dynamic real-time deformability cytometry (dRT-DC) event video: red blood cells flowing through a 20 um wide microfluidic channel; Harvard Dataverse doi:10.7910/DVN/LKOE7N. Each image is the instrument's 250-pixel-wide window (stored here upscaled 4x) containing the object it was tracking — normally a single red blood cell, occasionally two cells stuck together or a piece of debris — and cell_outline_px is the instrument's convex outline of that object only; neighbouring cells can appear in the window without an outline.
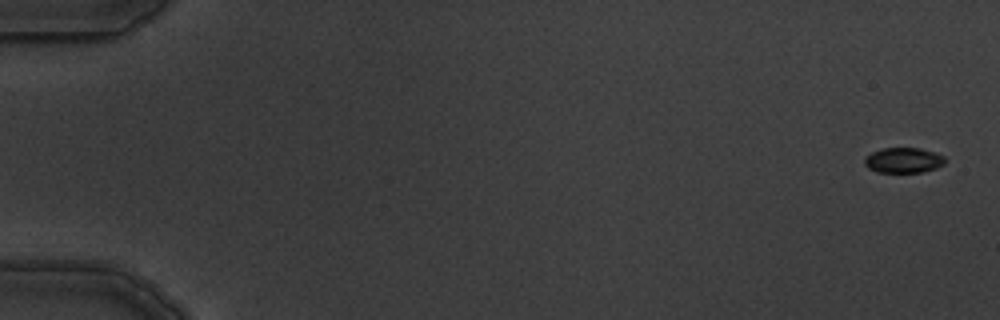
{"species": "common noctule bat (a hibernating species)", "species_latin": "Nyctalus noctula", "temperature_condition": "warm", "stored_images_in_passage": 8, "camera_frame_rate_fps": 3000, "um_per_image_px": 0.085, "animal": {"sex": "male", "body_mass_g": 19.5, "forearm_length_mm": 54.6}, "frame": {"image": 1, "passage_image": 1, "time_ms": 0.0, "image_size_px": [1000, 320], "cell_outline_px": [[944, 164], [936, 168], [920, 172], [876, 172], [868, 168], [864, 164], [864, 156], [872, 152], [884, 148], [920, 148], [936, 152], [944, 156]], "centroid_in_image_um": [76.77, 13.62], "position_along_channel_um": 8.2, "area_um2": 11.91}}
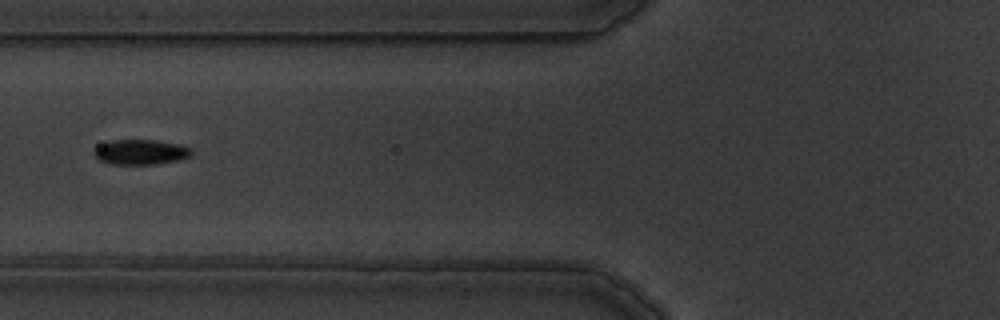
{"frame": {"image": 2, "passage_image": 7, "time_ms": 7.0, "image_size_px": [1000, 320], "cell_outline_px": [[192, 156], [180, 160], [156, 164], [108, 164], [100, 160], [92, 152], [96, 148], [112, 140], [156, 140], [180, 144], [192, 148]], "centroid_in_image_um": [12.02, 12.93], "position_along_channel_um": 113.8, "area_um2": 14.28}}
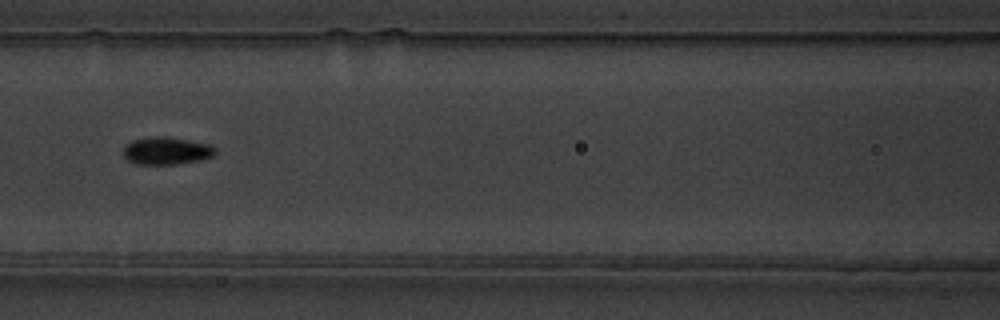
{"frame": {"image": 3, "passage_image": 8, "time_ms": 8.0, "image_size_px": [1000, 320], "cell_outline_px": [[216, 152], [212, 156], [200, 160], [176, 164], [136, 164], [128, 160], [124, 156], [124, 144], [132, 140], [152, 136], [164, 136], [212, 144], [216, 148]], "centroid_in_image_um": [14.15, 12.81], "position_along_channel_um": 152.4, "area_um2": 14.85}}